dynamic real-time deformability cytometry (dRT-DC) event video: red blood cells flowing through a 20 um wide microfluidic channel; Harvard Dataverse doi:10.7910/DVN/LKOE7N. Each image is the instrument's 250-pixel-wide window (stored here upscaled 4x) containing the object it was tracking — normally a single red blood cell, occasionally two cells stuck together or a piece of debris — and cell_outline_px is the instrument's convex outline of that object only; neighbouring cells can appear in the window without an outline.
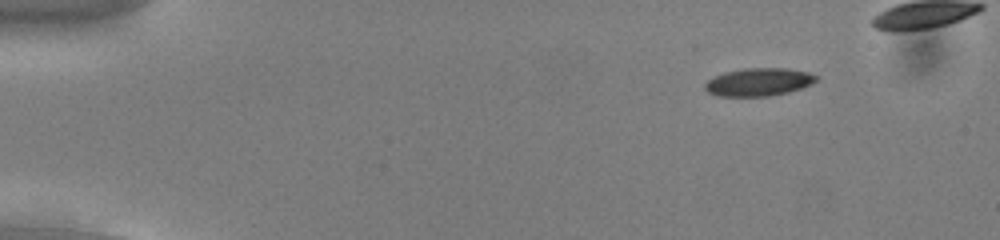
{"species": "common noctule bat (a hibernating species)", "species_latin": "Nyctalus noctula", "temperature_condition": "cold", "stored_images_in_passage": 47, "camera_frame_rate_fps": 3000, "um_per_image_px": 0.085, "animal": {"sex": "male", "body_mass_g": 13.0, "forearm_length_mm": 53.1}, "frame": {"image": 1, "passage_image": 5, "time_ms": 1.333, "image_size_px": [1000, 240], "cell_outline_px": [[816, 80], [800, 88], [788, 92], [768, 96], [716, 96], [708, 92], [704, 88], [704, 84], [708, 80], [724, 72], [748, 68], [784, 68], [808, 72], [816, 76]], "centroid_in_image_um": [64.43, 6.97], "position_along_channel_um": 20.6, "area_um2": 17.8}}
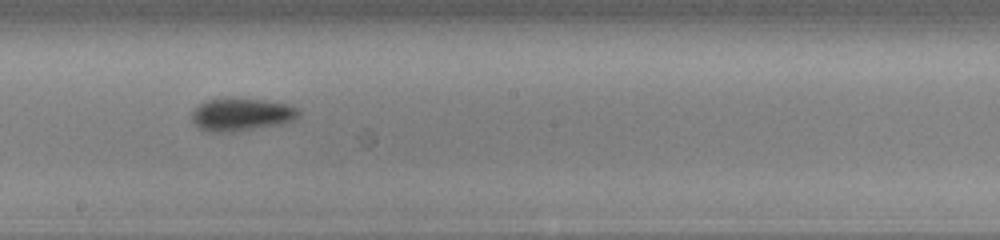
{"frame": {"image": 2, "passage_image": 29, "time_ms": 9.333, "image_size_px": [1000, 240], "cell_outline_px": [[300, 112], [292, 120], [280, 124], [232, 132], [208, 132], [200, 128], [192, 120], [192, 112], [200, 104], [208, 100], [232, 96], [264, 100], [284, 104], [300, 108]], "centroid_in_image_um": [20.49, 9.71], "position_along_channel_um": 227.7, "area_um2": 20.46}}
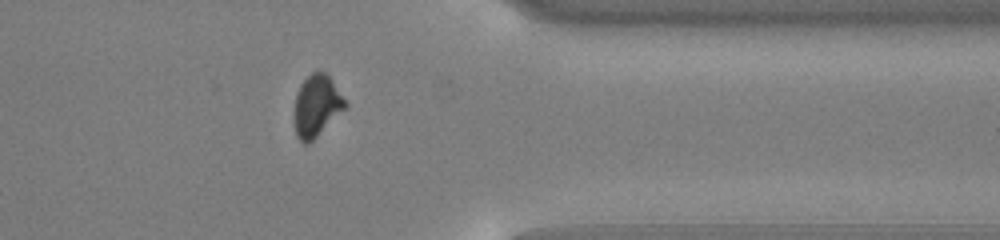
{"frame": {"image": 3, "passage_image": 42, "time_ms": 13.667, "image_size_px": [1000, 240], "cell_outline_px": [[348, 104], [308, 144], [304, 144], [296, 136], [292, 116], [296, 96], [300, 84], [316, 68], [324, 72], [328, 76]], "centroid_in_image_um": [26.85, 8.98], "position_along_channel_um": 384.6, "area_um2": 18.09}, "authors_computed_cell_mechanics": {"area_um2": 18.8428, "velocity_mm_per_s": 3.8462, "shape_relaxation_time_tau1_ms": 3.2919, "shape_relaxation_time_tau2_ms": null, "deformation_change_tau1": 0.0841, "deformation_change_tau2": null}}